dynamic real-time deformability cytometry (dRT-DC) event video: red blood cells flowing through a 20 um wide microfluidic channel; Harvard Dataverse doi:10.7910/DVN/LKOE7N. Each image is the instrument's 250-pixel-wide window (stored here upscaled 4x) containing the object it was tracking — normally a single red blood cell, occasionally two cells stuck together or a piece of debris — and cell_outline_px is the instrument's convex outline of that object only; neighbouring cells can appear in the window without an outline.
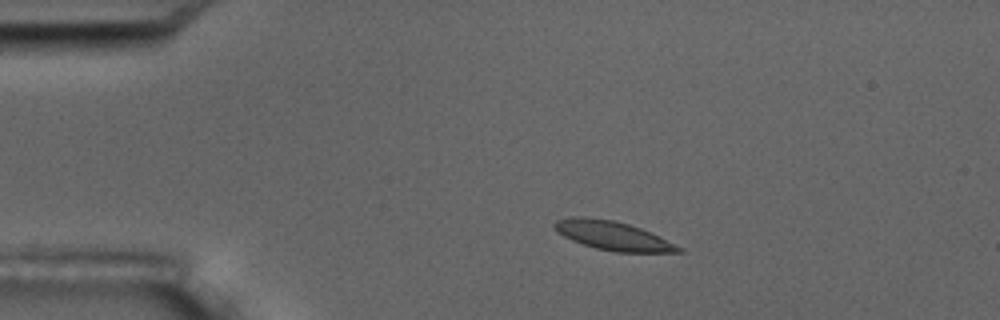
{"species": "common noctule bat (a hibernating species)", "species_latin": "Nyctalus noctula", "temperature_condition": "room temperature", "stored_images_in_passage": 4, "camera_frame_rate_fps": 3000, "um_per_image_px": 0.085, "animal": {"sex": "male", "body_mass_g": 17.5, "forearm_length_mm": 52.3}, "frame": {"image": 1, "passage_image": 2, "time_ms": 2.0, "image_size_px": [1000, 320], "cell_outline_px": [[684, 252], [616, 252], [596, 248], [572, 240], [556, 232], [552, 224], [556, 220], [572, 216], [584, 216], [612, 220], [628, 224], [640, 228], [684, 248]], "centroid_in_image_um": [52.05, 20.02], "position_along_channel_um": 32.9, "area_um2": 20.75}}
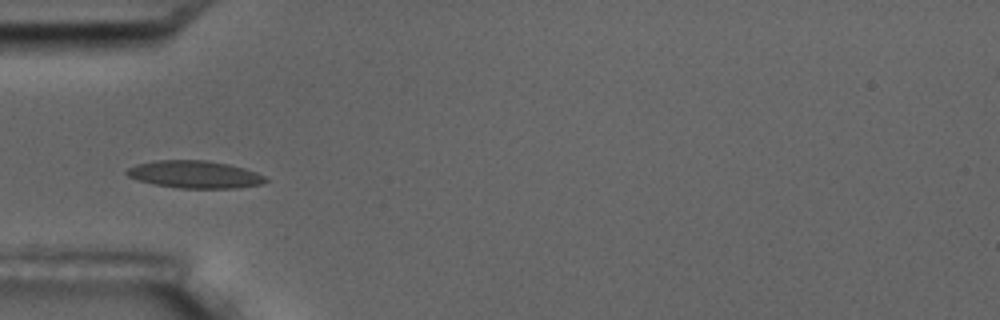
{"frame": {"image": 2, "passage_image": 4, "time_ms": 4.333, "image_size_px": [1000, 320], "cell_outline_px": [[268, 180], [260, 184], [236, 188], [180, 188], [152, 184], [136, 180], [128, 176], [124, 172], [128, 168], [136, 164], [152, 160], [208, 160], [228, 164], [244, 168], [256, 172], [264, 176]], "centroid_in_image_um": [16.5, 14.82], "position_along_channel_um": 68.5, "area_um2": 22.31}}